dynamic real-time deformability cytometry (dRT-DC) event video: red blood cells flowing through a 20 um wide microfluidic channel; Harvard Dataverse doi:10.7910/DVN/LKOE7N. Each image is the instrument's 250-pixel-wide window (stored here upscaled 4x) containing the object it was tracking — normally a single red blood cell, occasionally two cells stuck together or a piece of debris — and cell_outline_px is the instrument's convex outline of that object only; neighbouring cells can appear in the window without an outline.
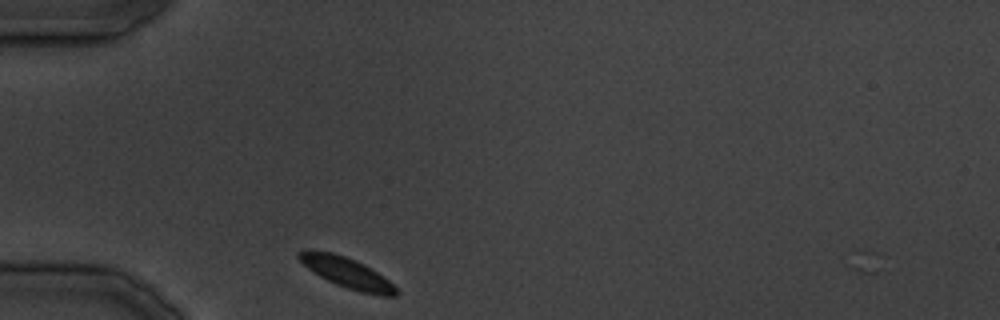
{"species": "common noctule bat (a hibernating species)", "species_latin": "Nyctalus noctula", "temperature_condition": "cold", "stored_images_in_passage": 2, "camera_frame_rate_fps": 3000, "um_per_image_px": 0.085, "animal": {"sex": "male", "body_mass_g": 19.5, "forearm_length_mm": 54.6}, "frame": {"image": 1, "passage_image": 1, "time_ms": 0.0, "image_size_px": [1000, 320], "cell_outline_px": [[400, 292], [396, 296], [380, 296], [360, 292], [336, 284], [320, 276], [308, 268], [296, 256], [296, 252], [332, 252], [344, 256], [384, 276]], "centroid_in_image_um": [29.54, 23.23], "position_along_channel_um": 55.5, "area_um2": 16.53}}